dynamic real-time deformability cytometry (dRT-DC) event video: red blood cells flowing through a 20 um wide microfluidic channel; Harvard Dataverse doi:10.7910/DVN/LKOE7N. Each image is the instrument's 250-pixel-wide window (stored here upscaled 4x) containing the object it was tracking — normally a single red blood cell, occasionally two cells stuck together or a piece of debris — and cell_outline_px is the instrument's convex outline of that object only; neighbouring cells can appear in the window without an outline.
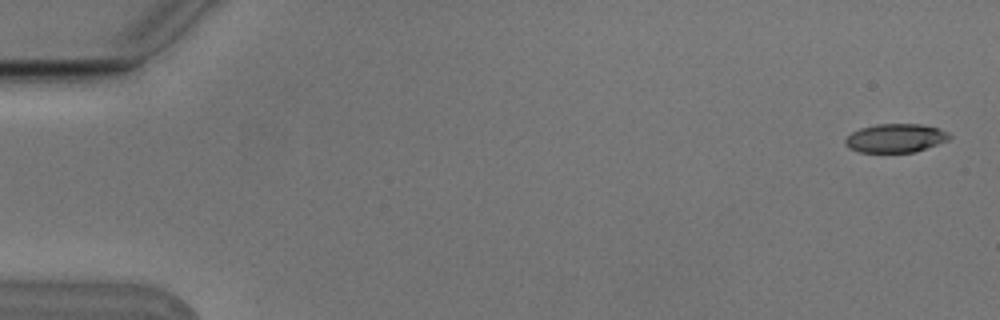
{"species": "Egyptian fruit bat (a non-hibernating species)", "species_latin": "Rousettus aegyptiacus", "temperature_condition": "cold", "stored_images_in_passage": 3, "camera_frame_rate_fps": 3000, "um_per_image_px": 0.085, "animal": {"sex": "male"}, "frame": {"image": 1, "passage_image": 1, "time_ms": 0.0, "image_size_px": [1000, 320], "cell_outline_px": [[952, 136], [948, 140], [912, 152], [860, 152], [848, 148], [844, 144], [844, 140], [852, 132], [860, 128], [876, 124], [920, 124], [940, 128], [948, 132]], "centroid_in_image_um": [76.1, 11.73], "position_along_channel_um": 8.9, "area_um2": 17.34}}